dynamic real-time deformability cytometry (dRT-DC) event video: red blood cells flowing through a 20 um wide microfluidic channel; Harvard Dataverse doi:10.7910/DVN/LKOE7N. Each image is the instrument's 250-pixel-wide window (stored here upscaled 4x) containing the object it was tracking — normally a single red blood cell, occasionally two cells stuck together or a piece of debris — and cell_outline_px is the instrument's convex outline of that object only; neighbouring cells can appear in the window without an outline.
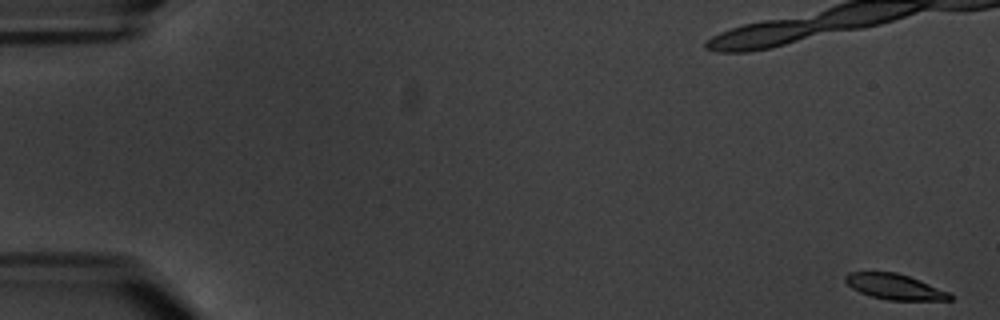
{"species": "common noctule bat (a hibernating species)", "species_latin": "Nyctalus noctula", "temperature_condition": "warm", "stored_images_in_passage": 7, "camera_frame_rate_fps": 3000, "um_per_image_px": 0.085, "animal": {"sex": "male", "body_mass_g": 20.1, "forearm_length_mm": 53.5}, "frame": {"image": 1, "passage_image": 1, "time_ms": 0.0, "image_size_px": [1000, 320], "cell_outline_px": [[952, 300], [888, 300], [872, 296], [860, 292], [852, 288], [844, 280], [844, 276], [848, 272], [896, 272], [920, 280], [948, 292], [952, 296]], "centroid_in_image_um": [76.03, 24.36], "position_along_channel_um": 9.0, "area_um2": 15.37}}